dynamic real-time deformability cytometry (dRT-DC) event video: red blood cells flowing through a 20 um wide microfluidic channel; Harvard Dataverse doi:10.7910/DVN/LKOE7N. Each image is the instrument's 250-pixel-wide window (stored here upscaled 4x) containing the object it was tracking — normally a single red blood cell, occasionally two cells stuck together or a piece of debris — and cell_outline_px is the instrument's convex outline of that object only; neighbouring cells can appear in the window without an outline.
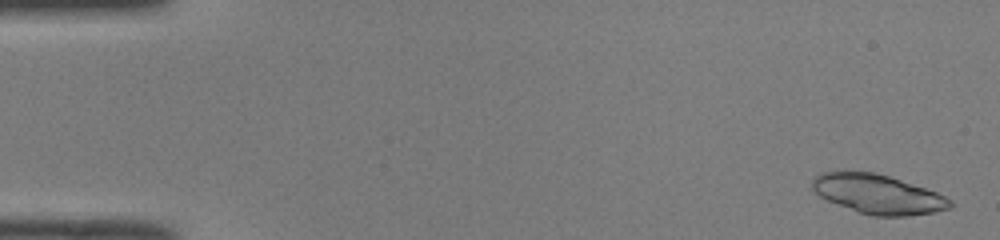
{"species": "common noctule bat (a hibernating species)", "species_latin": "Nyctalus noctula", "temperature_condition": "room temperature", "stored_images_in_passage": 14, "camera_frame_rate_fps": 3000, "um_per_image_px": 0.085, "animal": {"sex": "male", "body_mass_g": 19.0, "forearm_length_mm": 50.8}, "frame": {"image": 1, "passage_image": 2, "time_ms": 0.333, "image_size_px": [1000, 240], "cell_outline_px": [[956, 204], [952, 208], [932, 212], [908, 216], [872, 216], [860, 212], [828, 200], [820, 196], [812, 188], [812, 180], [820, 172], [844, 168], [876, 172], [936, 192], [952, 200]], "centroid_in_image_um": [74.59, 16.46], "position_along_channel_um": 10.4, "area_um2": 31.96}}